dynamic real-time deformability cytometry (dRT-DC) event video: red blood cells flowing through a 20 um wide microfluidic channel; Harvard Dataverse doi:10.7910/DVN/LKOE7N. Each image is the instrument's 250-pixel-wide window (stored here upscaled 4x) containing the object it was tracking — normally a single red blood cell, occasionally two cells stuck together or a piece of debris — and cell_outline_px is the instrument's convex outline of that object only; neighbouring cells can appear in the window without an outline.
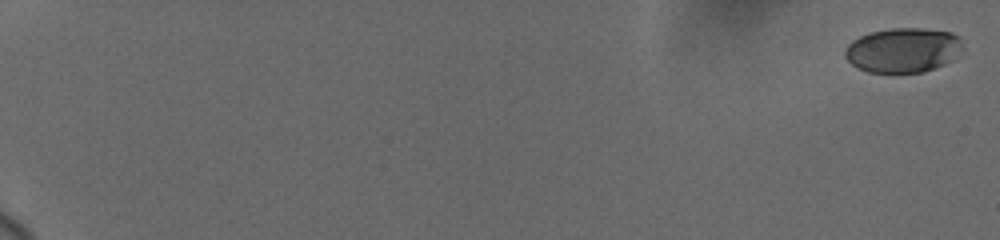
{"species": "human", "species_latin": "Homo sapiens", "temperature_condition": "cold", "stored_images_in_passage": 65, "camera_frame_rate_fps": 3000, "um_per_image_px": 0.085, "donor": {"sex": "female"}, "frame": {"image": 1, "passage_image": 1, "time_ms": 0.0, "image_size_px": [1000, 240], "cell_outline_px": [[960, 44], [956, 60], [924, 72], [868, 72], [856, 68], [844, 56], [844, 48], [852, 40], [860, 36], [872, 32], [892, 28], [920, 28], [952, 32], [960, 36]], "centroid_in_image_um": [76.74, 4.26], "position_along_channel_um": 8.3, "area_um2": 30.75}}
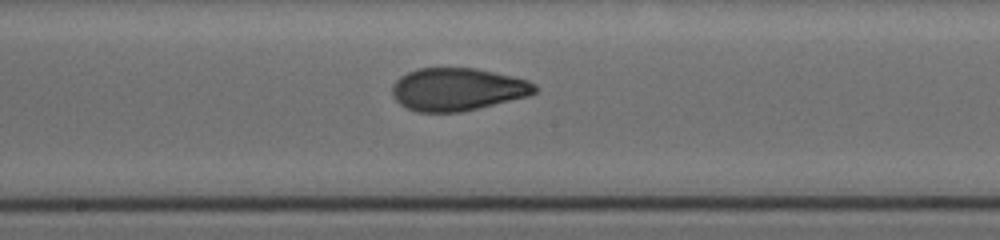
{"frame": {"image": 2, "passage_image": 28, "time_ms": 11.667, "image_size_px": [1000, 240], "cell_outline_px": [[540, 88], [536, 92], [528, 96], [460, 112], [416, 112], [400, 104], [392, 96], [392, 84], [400, 76], [416, 68], [476, 68], [512, 76], [528, 80], [536, 84]], "centroid_in_image_um": [38.88, 7.58], "position_along_channel_um": 209.3, "area_um2": 35.6}}
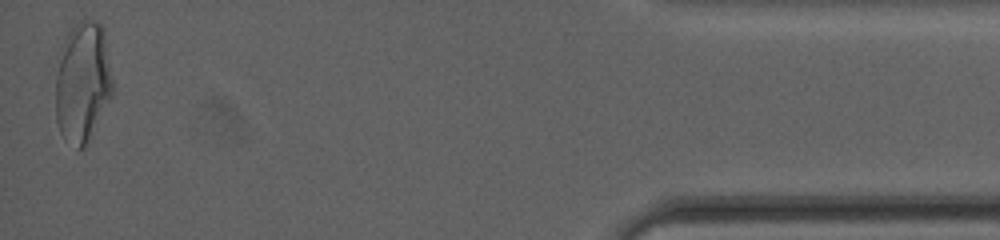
{"frame": {"image": 3, "passage_image": 65, "time_ms": 19.333, "image_size_px": [1000, 240], "cell_outline_px": [[112, 96], [88, 144], [80, 148], [76, 148], [60, 132], [56, 120], [56, 76], [64, 40], [68, 32], [80, 20], [96, 20], [104, 28], [112, 80]], "centroid_in_image_um": [7.04, 6.99], "position_along_channel_um": 428.2, "area_um2": 39.88}, "authors_computed_cell_mechanics": {"area_um2": 35.2002, "velocity_mm_per_s": 3.6972, "shape_relaxation_time_tau1_ms": 8.3312, "shape_relaxation_time_tau2_ms": 1.0512, "deformation_change_tau1": 0.2112, "deformation_change_tau2": 0.0663}}